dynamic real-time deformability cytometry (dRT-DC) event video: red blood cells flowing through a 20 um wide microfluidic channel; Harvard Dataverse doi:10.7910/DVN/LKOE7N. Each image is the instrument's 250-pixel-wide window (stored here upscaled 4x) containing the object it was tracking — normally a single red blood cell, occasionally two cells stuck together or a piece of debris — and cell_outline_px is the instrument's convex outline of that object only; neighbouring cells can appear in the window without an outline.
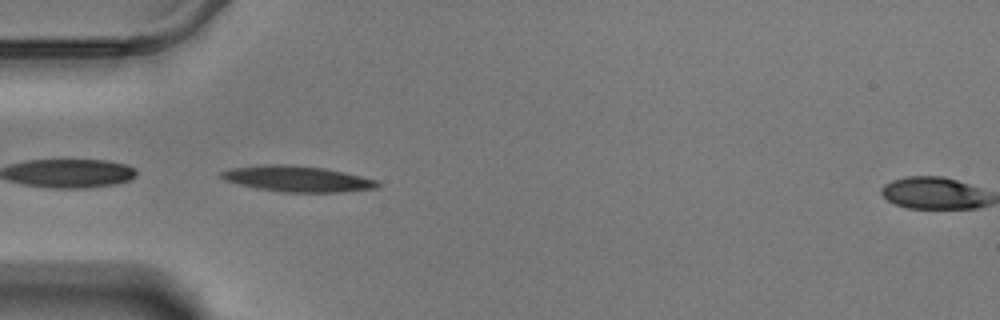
{"species": "Egyptian fruit bat (a non-hibernating species)", "species_latin": "Rousettus aegyptiacus", "temperature_condition": "warm", "stored_images_in_passage": 41, "camera_frame_rate_fps": 3000, "um_per_image_px": 0.085, "animal": {"sex": "male"}, "frame": {"image": 1, "passage_image": 1, "time_ms": 0.0, "image_size_px": [1000, 320], "cell_outline_px": [[380, 188], [340, 192], [280, 192], [256, 188], [224, 180], [220, 176], [220, 172], [232, 168], [264, 164], [288, 164], [324, 168], [360, 176], [376, 180], [380, 184]], "centroid_in_image_um": [25.27, 15.2], "position_along_channel_um": 59.7, "area_um2": 23.47}}
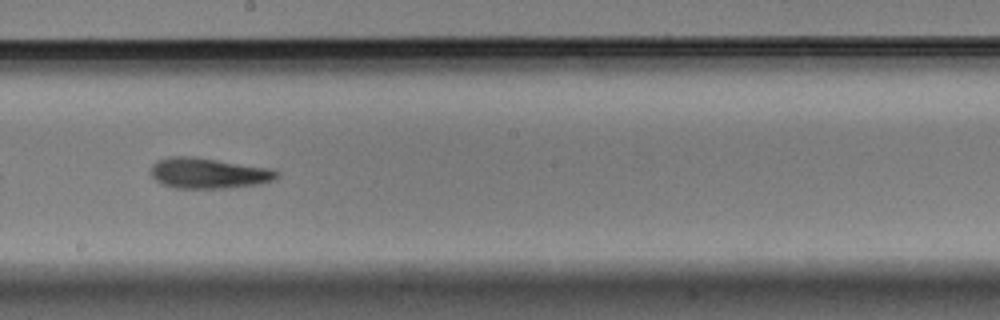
{"frame": {"image": 2, "passage_image": 16, "time_ms": 5.0, "image_size_px": [1000, 320], "cell_outline_px": [[280, 176], [272, 180], [260, 184], [228, 188], [176, 188], [164, 184], [156, 180], [152, 176], [152, 164], [156, 160], [168, 156], [192, 156], [272, 168], [280, 172]], "centroid_in_image_um": [17.76, 14.71], "position_along_channel_um": 230.4, "area_um2": 22.6}}
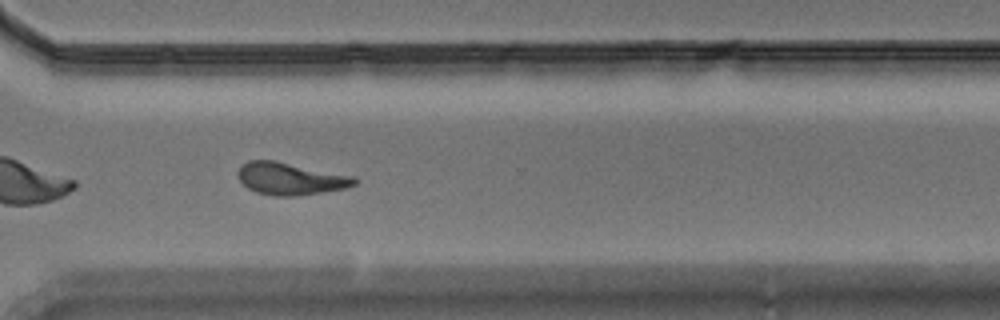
{"frame": {"image": 3, "passage_image": 26, "time_ms": 8.333, "image_size_px": [1000, 320], "cell_outline_px": [[356, 184], [344, 188], [296, 196], [272, 196], [256, 192], [248, 188], [236, 176], [236, 172], [248, 160], [276, 160], [356, 176]], "centroid_in_image_um": [24.67, 15.17], "position_along_channel_um": 345.9, "area_um2": 22.02}, "authors_computed_cell_mechanics": {"area_um2": 21.5594, "velocity_mm_per_s": 3.4717, "shape_relaxation_time_tau1_ms": 4.8979, "shape_relaxation_time_tau2_ms": 2.6255, "deformation_change_tau1": 0.1714, "deformation_change_tau2": 0.122}}